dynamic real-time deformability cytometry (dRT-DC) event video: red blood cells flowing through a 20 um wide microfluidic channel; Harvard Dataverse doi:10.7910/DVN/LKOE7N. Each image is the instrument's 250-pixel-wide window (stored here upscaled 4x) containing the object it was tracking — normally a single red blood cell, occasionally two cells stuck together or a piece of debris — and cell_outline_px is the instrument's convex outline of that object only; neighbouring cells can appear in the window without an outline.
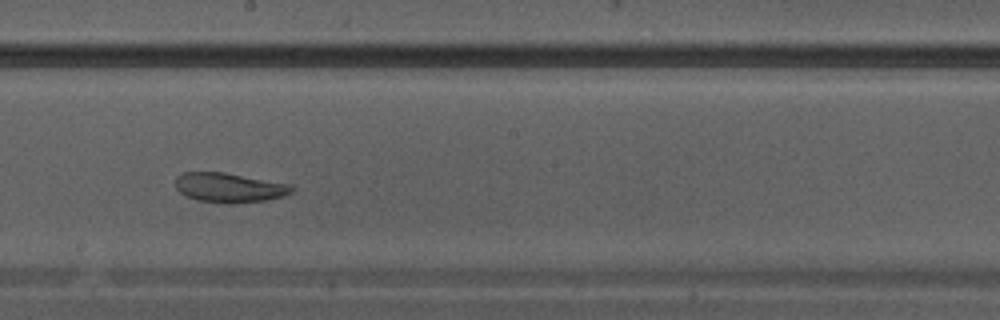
{"species": "Egyptian fruit bat (a non-hibernating species)", "species_latin": "Rousettus aegyptiacus", "temperature_condition": "warm", "stored_images_in_passage": 18, "camera_frame_rate_fps": 3000, "um_per_image_px": 0.085, "animal": {"sex": "male"}, "frame": {"image": 1, "passage_image": 13, "time_ms": 4.0, "image_size_px": [1000, 320], "cell_outline_px": [[296, 188], [292, 192], [284, 196], [264, 200], [236, 204], [224, 204], [196, 200], [180, 192], [176, 188], [176, 176], [184, 172], [224, 172], [292, 184]], "centroid_in_image_um": [19.52, 15.95], "position_along_channel_um": 228.7, "area_um2": 20.29}}